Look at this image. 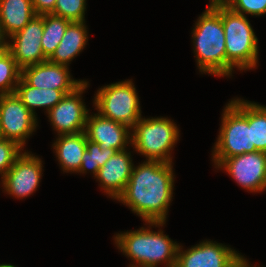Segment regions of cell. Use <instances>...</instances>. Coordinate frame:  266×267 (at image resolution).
Segmentation results:
<instances>
[{
	"label": "cell",
	"instance_id": "44dd1931",
	"mask_svg": "<svg viewBox=\"0 0 266 267\" xmlns=\"http://www.w3.org/2000/svg\"><path fill=\"white\" fill-rule=\"evenodd\" d=\"M71 21L53 14H44V29L41 45L44 56L49 59L61 42Z\"/></svg>",
	"mask_w": 266,
	"mask_h": 267
},
{
	"label": "cell",
	"instance_id": "30bf717a",
	"mask_svg": "<svg viewBox=\"0 0 266 267\" xmlns=\"http://www.w3.org/2000/svg\"><path fill=\"white\" fill-rule=\"evenodd\" d=\"M216 167L225 169L248 191L259 192L266 189V152L256 151L229 157Z\"/></svg>",
	"mask_w": 266,
	"mask_h": 267
},
{
	"label": "cell",
	"instance_id": "4dcf8cb0",
	"mask_svg": "<svg viewBox=\"0 0 266 267\" xmlns=\"http://www.w3.org/2000/svg\"><path fill=\"white\" fill-rule=\"evenodd\" d=\"M8 50V45H0V57Z\"/></svg>",
	"mask_w": 266,
	"mask_h": 267
},
{
	"label": "cell",
	"instance_id": "6da1fadb",
	"mask_svg": "<svg viewBox=\"0 0 266 267\" xmlns=\"http://www.w3.org/2000/svg\"><path fill=\"white\" fill-rule=\"evenodd\" d=\"M171 164L147 160L133 167L129 182L117 199L151 226L160 227L166 223L174 188Z\"/></svg>",
	"mask_w": 266,
	"mask_h": 267
},
{
	"label": "cell",
	"instance_id": "5bb4252c",
	"mask_svg": "<svg viewBox=\"0 0 266 267\" xmlns=\"http://www.w3.org/2000/svg\"><path fill=\"white\" fill-rule=\"evenodd\" d=\"M68 66L56 64L49 60L25 67L21 70V77L35 88L75 90L84 80H74L70 76Z\"/></svg>",
	"mask_w": 266,
	"mask_h": 267
},
{
	"label": "cell",
	"instance_id": "4316f807",
	"mask_svg": "<svg viewBox=\"0 0 266 267\" xmlns=\"http://www.w3.org/2000/svg\"><path fill=\"white\" fill-rule=\"evenodd\" d=\"M222 2L232 11L239 14L253 16L266 14V0H222Z\"/></svg>",
	"mask_w": 266,
	"mask_h": 267
},
{
	"label": "cell",
	"instance_id": "603a6c76",
	"mask_svg": "<svg viewBox=\"0 0 266 267\" xmlns=\"http://www.w3.org/2000/svg\"><path fill=\"white\" fill-rule=\"evenodd\" d=\"M116 152L117 150L113 148H101L100 144L87 139L86 149L82 156V163L78 172L86 173V170L90 169L94 177H96L99 168H101Z\"/></svg>",
	"mask_w": 266,
	"mask_h": 267
},
{
	"label": "cell",
	"instance_id": "2e32d148",
	"mask_svg": "<svg viewBox=\"0 0 266 267\" xmlns=\"http://www.w3.org/2000/svg\"><path fill=\"white\" fill-rule=\"evenodd\" d=\"M127 150L117 151L99 168L95 178L110 197L118 199L129 182L134 164Z\"/></svg>",
	"mask_w": 266,
	"mask_h": 267
},
{
	"label": "cell",
	"instance_id": "8fae6325",
	"mask_svg": "<svg viewBox=\"0 0 266 267\" xmlns=\"http://www.w3.org/2000/svg\"><path fill=\"white\" fill-rule=\"evenodd\" d=\"M43 29L44 14L36 15L23 29L9 37L13 43H8V51L21 70L48 60L41 45Z\"/></svg>",
	"mask_w": 266,
	"mask_h": 267
},
{
	"label": "cell",
	"instance_id": "277c9868",
	"mask_svg": "<svg viewBox=\"0 0 266 267\" xmlns=\"http://www.w3.org/2000/svg\"><path fill=\"white\" fill-rule=\"evenodd\" d=\"M192 33L200 72L226 76L225 32L221 15L211 4L199 16Z\"/></svg>",
	"mask_w": 266,
	"mask_h": 267
},
{
	"label": "cell",
	"instance_id": "d6986e66",
	"mask_svg": "<svg viewBox=\"0 0 266 267\" xmlns=\"http://www.w3.org/2000/svg\"><path fill=\"white\" fill-rule=\"evenodd\" d=\"M87 40L88 35L85 21L71 22L55 52L48 60L56 64L68 66L69 62L83 50Z\"/></svg>",
	"mask_w": 266,
	"mask_h": 267
},
{
	"label": "cell",
	"instance_id": "ffe728a7",
	"mask_svg": "<svg viewBox=\"0 0 266 267\" xmlns=\"http://www.w3.org/2000/svg\"><path fill=\"white\" fill-rule=\"evenodd\" d=\"M74 90L41 89L30 86L22 77L16 87V95L23 104L35 114V108L44 107L47 112L59 103L63 97Z\"/></svg>",
	"mask_w": 266,
	"mask_h": 267
},
{
	"label": "cell",
	"instance_id": "4fadbf2b",
	"mask_svg": "<svg viewBox=\"0 0 266 267\" xmlns=\"http://www.w3.org/2000/svg\"><path fill=\"white\" fill-rule=\"evenodd\" d=\"M179 246L175 267H230L238 257L232 248L212 241H203L188 250Z\"/></svg>",
	"mask_w": 266,
	"mask_h": 267
},
{
	"label": "cell",
	"instance_id": "52a82bcc",
	"mask_svg": "<svg viewBox=\"0 0 266 267\" xmlns=\"http://www.w3.org/2000/svg\"><path fill=\"white\" fill-rule=\"evenodd\" d=\"M94 98L95 109L101 116L131 129L142 118L140 101L131 80L101 87Z\"/></svg>",
	"mask_w": 266,
	"mask_h": 267
},
{
	"label": "cell",
	"instance_id": "d4e9b609",
	"mask_svg": "<svg viewBox=\"0 0 266 267\" xmlns=\"http://www.w3.org/2000/svg\"><path fill=\"white\" fill-rule=\"evenodd\" d=\"M85 9L86 0H57L51 14L71 22H81L85 20Z\"/></svg>",
	"mask_w": 266,
	"mask_h": 267
},
{
	"label": "cell",
	"instance_id": "ac0fdd59",
	"mask_svg": "<svg viewBox=\"0 0 266 267\" xmlns=\"http://www.w3.org/2000/svg\"><path fill=\"white\" fill-rule=\"evenodd\" d=\"M86 143L87 136L85 132L58 136L53 148L64 172H78Z\"/></svg>",
	"mask_w": 266,
	"mask_h": 267
},
{
	"label": "cell",
	"instance_id": "f546056e",
	"mask_svg": "<svg viewBox=\"0 0 266 267\" xmlns=\"http://www.w3.org/2000/svg\"><path fill=\"white\" fill-rule=\"evenodd\" d=\"M5 35L3 34V31L1 29V25H0V45H8V42L5 41Z\"/></svg>",
	"mask_w": 266,
	"mask_h": 267
},
{
	"label": "cell",
	"instance_id": "ba28073f",
	"mask_svg": "<svg viewBox=\"0 0 266 267\" xmlns=\"http://www.w3.org/2000/svg\"><path fill=\"white\" fill-rule=\"evenodd\" d=\"M33 114L16 95H0V137L24 147L26 139L37 126Z\"/></svg>",
	"mask_w": 266,
	"mask_h": 267
},
{
	"label": "cell",
	"instance_id": "cb8c5ba5",
	"mask_svg": "<svg viewBox=\"0 0 266 267\" xmlns=\"http://www.w3.org/2000/svg\"><path fill=\"white\" fill-rule=\"evenodd\" d=\"M20 78L21 69L7 50L0 57V95L15 93Z\"/></svg>",
	"mask_w": 266,
	"mask_h": 267
},
{
	"label": "cell",
	"instance_id": "7c38bea8",
	"mask_svg": "<svg viewBox=\"0 0 266 267\" xmlns=\"http://www.w3.org/2000/svg\"><path fill=\"white\" fill-rule=\"evenodd\" d=\"M42 161L28 152L22 153L14 165L1 178L3 189L17 198L28 197L39 186Z\"/></svg>",
	"mask_w": 266,
	"mask_h": 267
},
{
	"label": "cell",
	"instance_id": "3957f363",
	"mask_svg": "<svg viewBox=\"0 0 266 267\" xmlns=\"http://www.w3.org/2000/svg\"><path fill=\"white\" fill-rule=\"evenodd\" d=\"M115 243L127 257L138 264L130 267H157L165 263L167 267H175L179 244L172 241L162 230L154 232L150 228H140L117 234Z\"/></svg>",
	"mask_w": 266,
	"mask_h": 267
},
{
	"label": "cell",
	"instance_id": "5b68a950",
	"mask_svg": "<svg viewBox=\"0 0 266 267\" xmlns=\"http://www.w3.org/2000/svg\"><path fill=\"white\" fill-rule=\"evenodd\" d=\"M222 125L214 151L215 166L222 160L258 151L252 143L251 126L248 123V101L231 100L224 108Z\"/></svg>",
	"mask_w": 266,
	"mask_h": 267
},
{
	"label": "cell",
	"instance_id": "9a60e30c",
	"mask_svg": "<svg viewBox=\"0 0 266 267\" xmlns=\"http://www.w3.org/2000/svg\"><path fill=\"white\" fill-rule=\"evenodd\" d=\"M131 128L99 113L87 117L85 133L87 139L100 144L101 148H113L117 151L125 150L131 144Z\"/></svg>",
	"mask_w": 266,
	"mask_h": 267
},
{
	"label": "cell",
	"instance_id": "e0dca14e",
	"mask_svg": "<svg viewBox=\"0 0 266 267\" xmlns=\"http://www.w3.org/2000/svg\"><path fill=\"white\" fill-rule=\"evenodd\" d=\"M36 15L32 0H0V25L5 37L19 32Z\"/></svg>",
	"mask_w": 266,
	"mask_h": 267
},
{
	"label": "cell",
	"instance_id": "83f0119b",
	"mask_svg": "<svg viewBox=\"0 0 266 267\" xmlns=\"http://www.w3.org/2000/svg\"><path fill=\"white\" fill-rule=\"evenodd\" d=\"M57 0H32L34 11L37 15L51 14Z\"/></svg>",
	"mask_w": 266,
	"mask_h": 267
},
{
	"label": "cell",
	"instance_id": "1f68e13d",
	"mask_svg": "<svg viewBox=\"0 0 266 267\" xmlns=\"http://www.w3.org/2000/svg\"><path fill=\"white\" fill-rule=\"evenodd\" d=\"M0 267H16V266L11 264H0Z\"/></svg>",
	"mask_w": 266,
	"mask_h": 267
},
{
	"label": "cell",
	"instance_id": "7a4b0ae2",
	"mask_svg": "<svg viewBox=\"0 0 266 267\" xmlns=\"http://www.w3.org/2000/svg\"><path fill=\"white\" fill-rule=\"evenodd\" d=\"M221 15L225 32L226 76L236 66L252 69L258 62V39L245 15L236 13L222 1L211 4Z\"/></svg>",
	"mask_w": 266,
	"mask_h": 267
},
{
	"label": "cell",
	"instance_id": "484cf974",
	"mask_svg": "<svg viewBox=\"0 0 266 267\" xmlns=\"http://www.w3.org/2000/svg\"><path fill=\"white\" fill-rule=\"evenodd\" d=\"M22 147L16 142L0 137V174L3 177L21 155Z\"/></svg>",
	"mask_w": 266,
	"mask_h": 267
},
{
	"label": "cell",
	"instance_id": "9c48e42d",
	"mask_svg": "<svg viewBox=\"0 0 266 267\" xmlns=\"http://www.w3.org/2000/svg\"><path fill=\"white\" fill-rule=\"evenodd\" d=\"M88 87L84 81L73 92L66 94L48 113V117L58 135L85 132L88 111L81 94Z\"/></svg>",
	"mask_w": 266,
	"mask_h": 267
},
{
	"label": "cell",
	"instance_id": "7402d4cb",
	"mask_svg": "<svg viewBox=\"0 0 266 267\" xmlns=\"http://www.w3.org/2000/svg\"><path fill=\"white\" fill-rule=\"evenodd\" d=\"M248 123L255 148L266 152V106L248 102Z\"/></svg>",
	"mask_w": 266,
	"mask_h": 267
},
{
	"label": "cell",
	"instance_id": "8992f818",
	"mask_svg": "<svg viewBox=\"0 0 266 267\" xmlns=\"http://www.w3.org/2000/svg\"><path fill=\"white\" fill-rule=\"evenodd\" d=\"M131 144L147 160L172 163L170 151L179 138V130L170 119L141 118L132 128Z\"/></svg>",
	"mask_w": 266,
	"mask_h": 267
},
{
	"label": "cell",
	"instance_id": "f1b7e54d",
	"mask_svg": "<svg viewBox=\"0 0 266 267\" xmlns=\"http://www.w3.org/2000/svg\"><path fill=\"white\" fill-rule=\"evenodd\" d=\"M230 267H253V266H250L245 257L239 254L238 257L230 264Z\"/></svg>",
	"mask_w": 266,
	"mask_h": 267
},
{
	"label": "cell",
	"instance_id": "d6a6232c",
	"mask_svg": "<svg viewBox=\"0 0 266 267\" xmlns=\"http://www.w3.org/2000/svg\"><path fill=\"white\" fill-rule=\"evenodd\" d=\"M214 3H217V0H211L210 1V4H214Z\"/></svg>",
	"mask_w": 266,
	"mask_h": 267
}]
</instances>
